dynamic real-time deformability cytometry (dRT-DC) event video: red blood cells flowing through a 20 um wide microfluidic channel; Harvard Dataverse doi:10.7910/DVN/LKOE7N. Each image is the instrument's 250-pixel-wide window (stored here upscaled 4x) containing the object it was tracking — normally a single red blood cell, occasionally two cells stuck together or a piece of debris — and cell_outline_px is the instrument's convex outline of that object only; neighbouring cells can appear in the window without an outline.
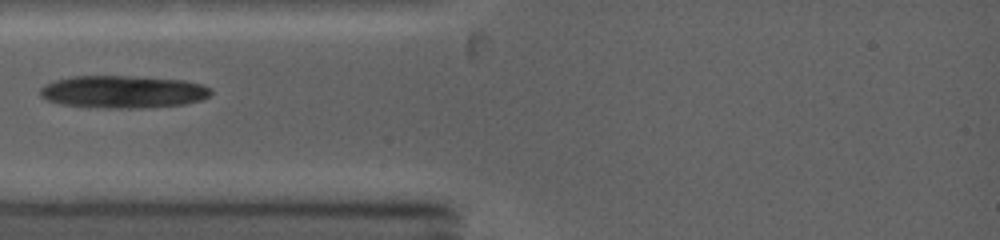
{"species": "common noctule bat (a hibernating species)", "species_latin": "Nyctalus noctula", "temperature_condition": "warm", "stored_images_in_passage": 4, "camera_frame_rate_fps": 5000, "um_per_image_px": 0.085, "animal": {"sex": "female", "body_mass_g": 19.0, "forearm_length_mm": 53.3}, "frame": {"image": 1, "passage_image": 1, "time_ms": 0.0, "image_size_px": [1000, 240], "cell_outline_px": [[212, 92], [208, 96], [200, 100], [184, 104], [148, 108], [108, 108], [60, 104], [48, 100], [40, 96], [40, 88], [44, 84], [52, 80], [72, 76], [128, 76], [184, 80], [204, 84], [212, 88]], "centroid_in_image_um": [10.45, 7.8], "position_along_channel_um": 74.5, "area_um2": 32.6}}